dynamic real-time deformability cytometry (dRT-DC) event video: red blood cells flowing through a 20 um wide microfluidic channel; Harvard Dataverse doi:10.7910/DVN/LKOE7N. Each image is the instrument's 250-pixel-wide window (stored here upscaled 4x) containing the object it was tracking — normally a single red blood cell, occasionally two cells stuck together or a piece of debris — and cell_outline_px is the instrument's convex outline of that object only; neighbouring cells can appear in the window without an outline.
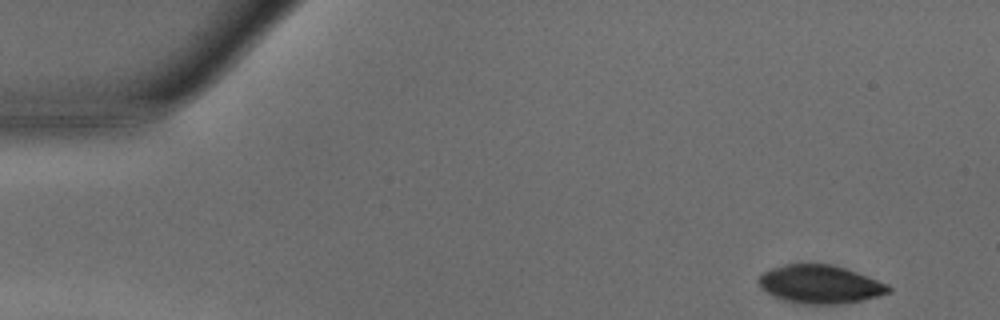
{"species": "common noctule bat (a hibernating species)", "species_latin": "Nyctalus noctula", "temperature_condition": "warm", "stored_images_in_passage": 34, "camera_frame_rate_fps": 3000, "um_per_image_px": 0.085, "animal": {"sex": "male", "body_mass_g": 15.6}, "frame": {"image": 1, "passage_image": 1, "time_ms": 0.0, "image_size_px": [1000, 320], "cell_outline_px": [[892, 292], [844, 304], [804, 304], [784, 300], [772, 296], [760, 288], [760, 276], [764, 272], [772, 268], [784, 264], [832, 264], [868, 276], [888, 284], [892, 288]], "centroid_in_image_um": [69.72, 24.17], "position_along_channel_um": 15.3, "area_um2": 28.9}}
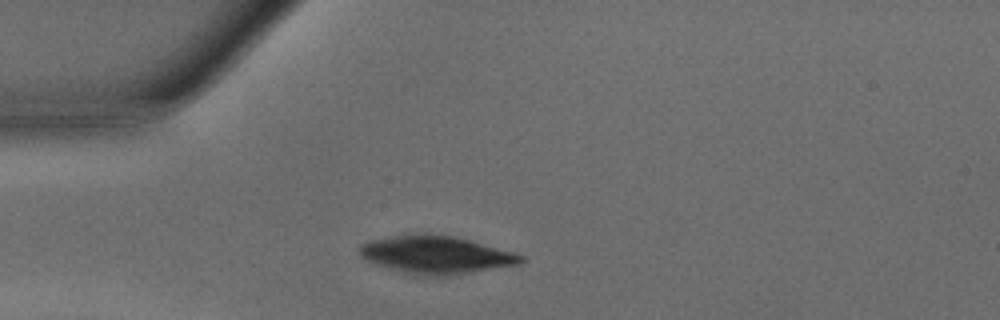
{"frame": {"image": 2, "passage_image": 10, "time_ms": 3.0, "image_size_px": [1000, 320], "cell_outline_px": [[524, 260], [520, 264], [456, 276], [412, 276], [364, 260], [360, 256], [356, 248], [360, 244], [372, 240], [396, 236], [452, 236], [516, 252], [524, 256]], "centroid_in_image_um": [37.08, 21.72], "position_along_channel_um": 47.9, "area_um2": 35.49}}